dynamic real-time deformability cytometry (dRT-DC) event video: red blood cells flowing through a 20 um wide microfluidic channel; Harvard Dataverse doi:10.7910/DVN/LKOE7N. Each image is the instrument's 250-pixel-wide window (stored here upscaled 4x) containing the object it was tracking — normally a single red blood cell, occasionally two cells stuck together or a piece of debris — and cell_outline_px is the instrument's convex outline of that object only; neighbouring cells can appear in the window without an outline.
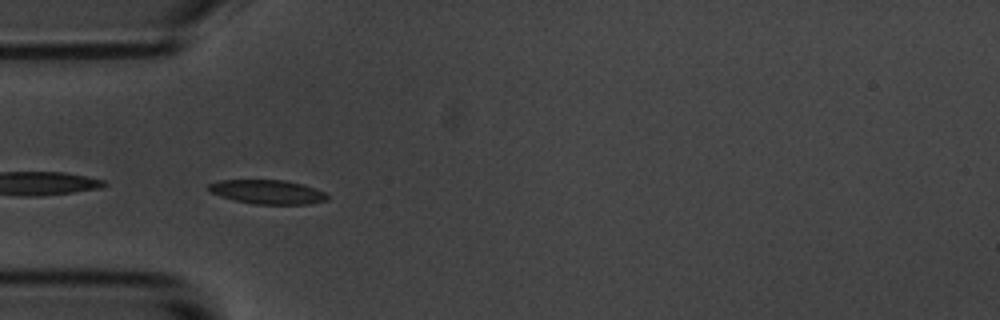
{"species": "common noctule bat (a hibernating species)", "species_latin": "Nyctalus noctula", "temperature_condition": "room temperature", "stored_images_in_passage": 28, "camera_frame_rate_fps": 3000, "um_per_image_px": 0.085, "animal": {"sex": "male", "body_mass_g": 20.1, "forearm_length_mm": 53.5}, "frame": {"image": 1, "passage_image": 11, "time_ms": 3.333, "image_size_px": [1000, 320], "cell_outline_px": [[328, 200], [308, 204], [256, 204], [232, 200], [220, 196], [212, 192], [208, 188], [208, 184], [220, 180], [284, 180], [304, 184], [316, 188], [324, 192], [328, 196]], "centroid_in_image_um": [22.76, 16.31], "position_along_channel_um": 62.2, "area_um2": 16.7}}
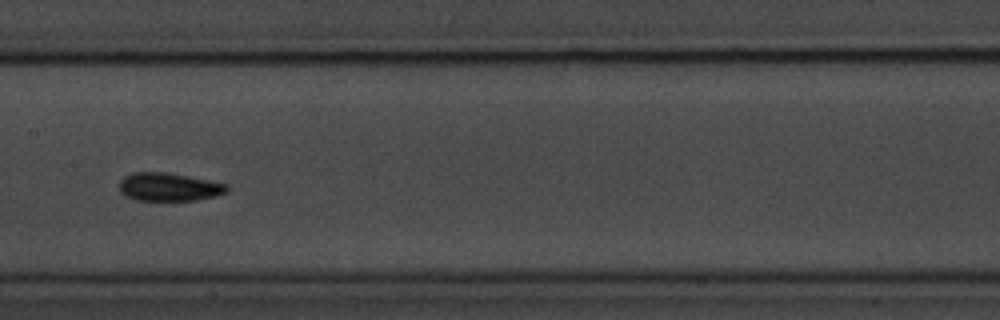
{"frame": {"image": 2, "passage_image": 22, "time_ms": 7.0, "image_size_px": [1000, 320], "cell_outline_px": [[228, 192], [216, 196], [196, 200], [136, 200], [120, 192], [120, 180], [124, 176], [132, 172], [164, 172], [188, 176], [228, 184]], "centroid_in_image_um": [14.37, 15.88], "position_along_channel_um": 193.0, "area_um2": 17.63}}
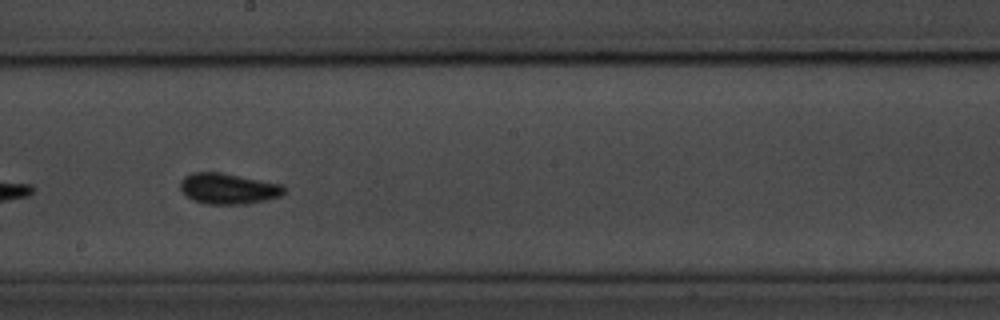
{"frame": {"image": 3, "passage_image": 25, "time_ms": 8.0, "image_size_px": [1000, 320], "cell_outline_px": [[288, 188], [280, 196], [248, 204], [204, 204], [192, 200], [180, 188], [180, 180], [184, 176], [192, 172], [220, 172], [284, 184]], "centroid_in_image_um": [19.42, 16.03], "position_along_channel_um": 228.8, "area_um2": 18.84}}